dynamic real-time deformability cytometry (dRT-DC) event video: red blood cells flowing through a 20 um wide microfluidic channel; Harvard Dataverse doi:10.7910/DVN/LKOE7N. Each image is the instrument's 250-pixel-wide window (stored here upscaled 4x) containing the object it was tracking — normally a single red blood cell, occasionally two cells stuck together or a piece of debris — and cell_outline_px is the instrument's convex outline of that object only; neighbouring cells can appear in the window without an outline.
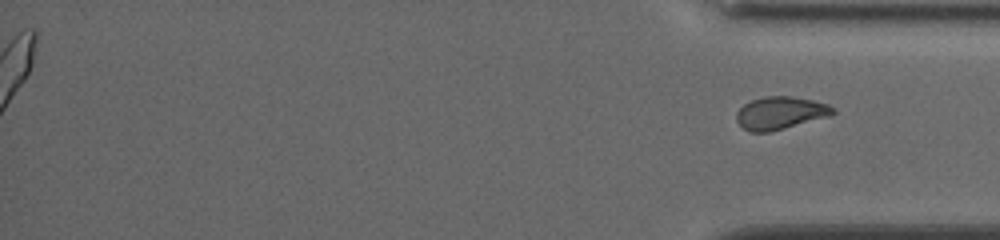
{"species": "common noctule bat (a hibernating species)", "species_latin": "Nyctalus noctula", "temperature_condition": "cold", "stored_images_in_passage": 43, "segment_of_instrument_passage": [2, 2], "camera_frame_rate_fps": 3000, "um_per_image_px": 0.085, "animal": {"sex": "female", "body_mass_g": 19.5, "forearm_length_mm": 54.1}, "frame": {"image": 1, "passage_image": 43, "time_ms": 14.0, "image_size_px": [1000, 240], "cell_outline_px": [[836, 112], [832, 116], [768, 132], [752, 132], [744, 128], [736, 120], [736, 112], [744, 104], [752, 100], [764, 96], [792, 96], [812, 100], [828, 104], [836, 108]], "centroid_in_image_um": [66.37, 9.59], "position_along_channel_um": 368.8, "area_um2": 18.44}}